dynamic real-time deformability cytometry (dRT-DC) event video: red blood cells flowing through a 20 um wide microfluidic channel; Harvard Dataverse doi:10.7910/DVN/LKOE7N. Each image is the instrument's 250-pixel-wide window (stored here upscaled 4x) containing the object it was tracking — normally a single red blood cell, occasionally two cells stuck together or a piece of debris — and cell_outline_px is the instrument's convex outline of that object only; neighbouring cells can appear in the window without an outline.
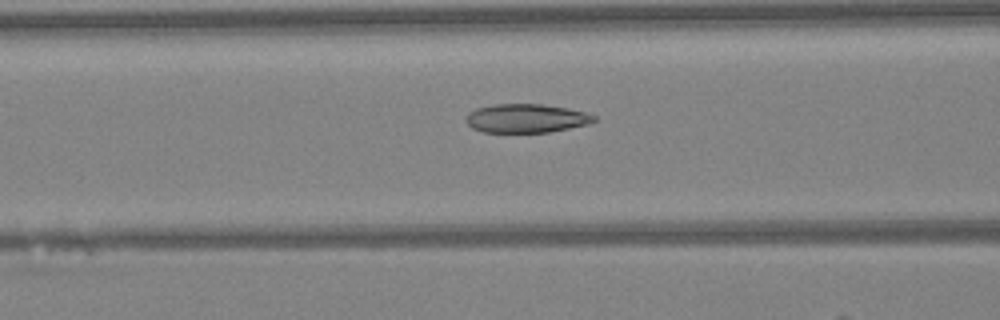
{"species": "Egyptian fruit bat (a non-hibernating species)", "species_latin": "Rousettus aegyptiacus", "temperature_condition": "warm", "stored_images_in_passage": 35, "camera_frame_rate_fps": 3000, "um_per_image_px": 0.085, "animal": {"sex": "female"}, "frame": {"image": 1, "passage_image": 8, "time_ms": 2.333, "image_size_px": [1000, 320], "cell_outline_px": [[596, 120], [588, 124], [548, 132], [484, 132], [472, 128], [468, 124], [468, 112], [476, 108], [492, 104], [544, 104], [568, 108], [584, 112], [596, 116]], "centroid_in_image_um": [44.73, 10.05], "position_along_channel_um": 121.9, "area_um2": 21.33}}
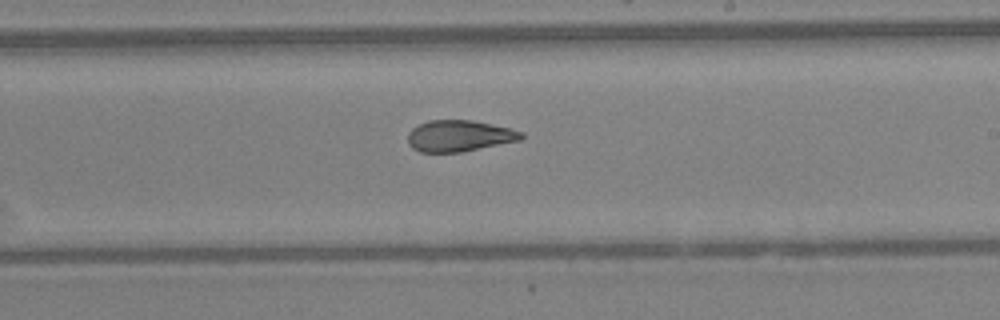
{"frame": {"image": 2, "passage_image": 17, "time_ms": 5.333, "image_size_px": [1000, 320], "cell_outline_px": [[524, 136], [520, 140], [460, 152], [420, 152], [412, 148], [408, 144], [408, 132], [412, 128], [428, 120], [472, 120], [508, 128], [524, 132]], "centroid_in_image_um": [39.01, 11.55], "position_along_channel_um": 250.0, "area_um2": 20.58}}
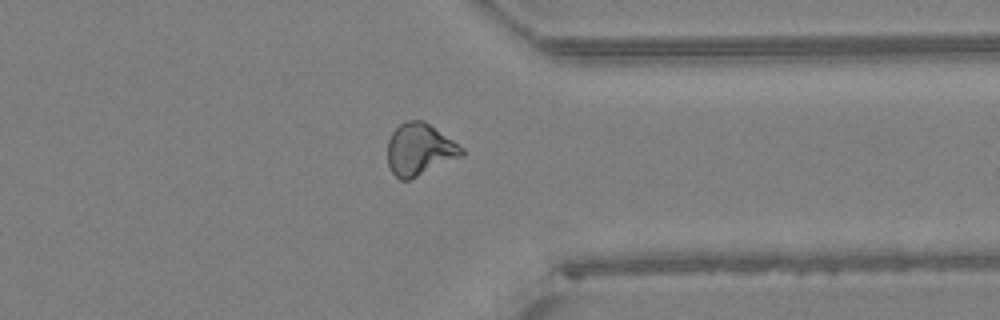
{"frame": {"image": 3, "passage_image": 26, "time_ms": 8.333, "image_size_px": [1000, 320], "cell_outline_px": [[464, 156], [408, 180], [400, 180], [392, 172], [388, 164], [388, 140], [392, 132], [400, 124], [408, 120], [424, 120], [464, 148]], "centroid_in_image_um": [35.68, 12.7], "position_along_channel_um": 375.7, "area_um2": 22.43}, "authors_computed_cell_mechanics": {"area_um2": 21.4438, "velocity_mm_per_s": 4.2889, "shape_relaxation_time_tau1_ms": null, "shape_relaxation_time_tau2_ms": 1.6583, "deformation_change_tau1": null, "deformation_change_tau2": 0.0689}}